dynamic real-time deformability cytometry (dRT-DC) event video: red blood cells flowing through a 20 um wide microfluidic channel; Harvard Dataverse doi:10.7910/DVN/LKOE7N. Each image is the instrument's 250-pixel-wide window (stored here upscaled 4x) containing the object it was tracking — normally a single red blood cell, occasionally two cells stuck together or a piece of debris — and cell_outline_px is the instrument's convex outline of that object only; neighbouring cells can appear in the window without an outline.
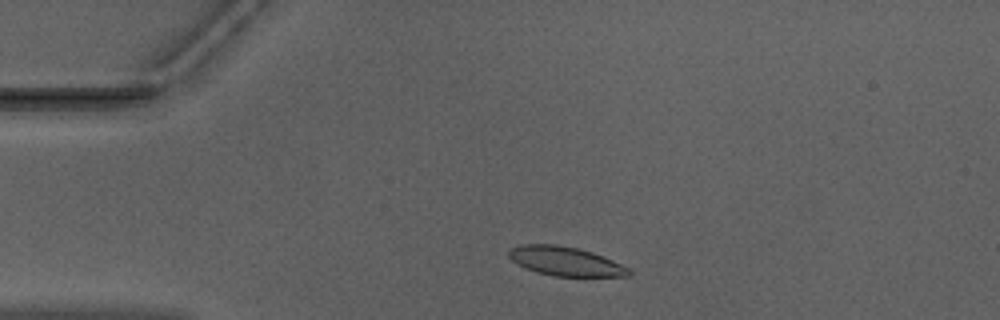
{"species": "Egyptian fruit bat (a non-hibernating species)", "species_latin": "Rousettus aegyptiacus", "temperature_condition": "warm", "stored_images_in_passage": 45, "camera_frame_rate_fps": 3000, "um_per_image_px": 0.085, "animal": {"sex": "male"}, "frame": {"image": 1, "passage_image": 5, "time_ms": 1.333, "image_size_px": [1000, 320], "cell_outline_px": [[632, 276], [552, 276], [536, 272], [516, 264], [508, 256], [508, 252], [512, 248], [520, 244], [552, 244], [576, 248], [592, 252], [612, 260], [628, 268], [632, 272]], "centroid_in_image_um": [48.03, 22.21], "position_along_channel_um": 37.0, "area_um2": 20.23}}
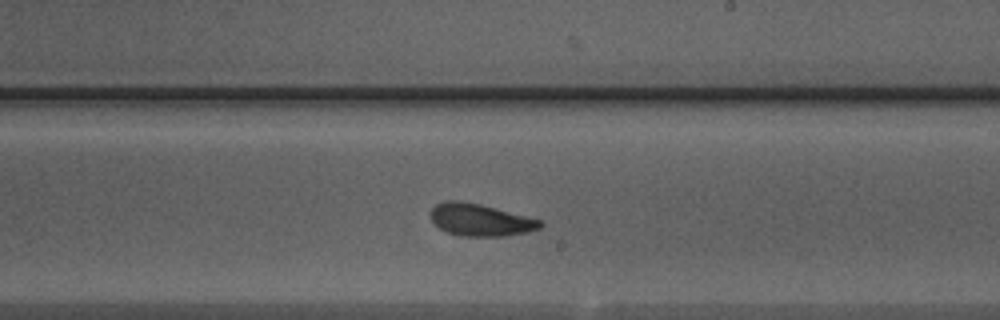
{"frame": {"image": 2, "passage_image": 24, "time_ms": 7.667, "image_size_px": [1000, 320], "cell_outline_px": [[544, 224], [540, 228], [528, 232], [504, 236], [460, 236], [448, 232], [440, 228], [432, 220], [432, 208], [436, 204], [444, 200], [460, 200], [480, 204], [540, 220]], "centroid_in_image_um": [40.82, 18.69], "position_along_channel_um": 248.2, "area_um2": 20.35}}
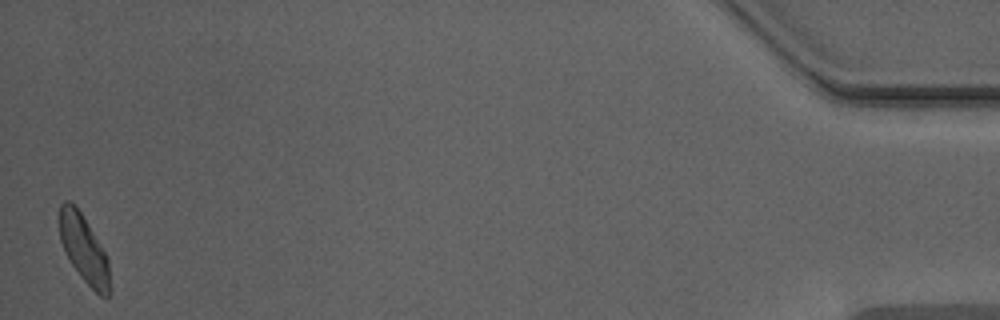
{"frame": {"image": 3, "passage_image": 45, "time_ms": 14.667, "image_size_px": [1000, 320], "cell_outline_px": [[108, 296], [100, 296], [80, 276], [72, 264], [60, 240], [60, 204], [64, 200], [68, 200], [80, 212], [88, 224], [108, 256]], "centroid_in_image_um": [7.12, 21.14], "position_along_channel_um": 428.1, "area_um2": 19.13}, "authors_computed_cell_mechanics": {"area_um2": 20.4034, "velocity_mm_per_s": 3.9379, "shape_relaxation_time_tau1_ms": 3.6365, "shape_relaxation_time_tau2_ms": 2.5301, "deformation_change_tau1": 0.1274, "deformation_change_tau2": 0.082}}